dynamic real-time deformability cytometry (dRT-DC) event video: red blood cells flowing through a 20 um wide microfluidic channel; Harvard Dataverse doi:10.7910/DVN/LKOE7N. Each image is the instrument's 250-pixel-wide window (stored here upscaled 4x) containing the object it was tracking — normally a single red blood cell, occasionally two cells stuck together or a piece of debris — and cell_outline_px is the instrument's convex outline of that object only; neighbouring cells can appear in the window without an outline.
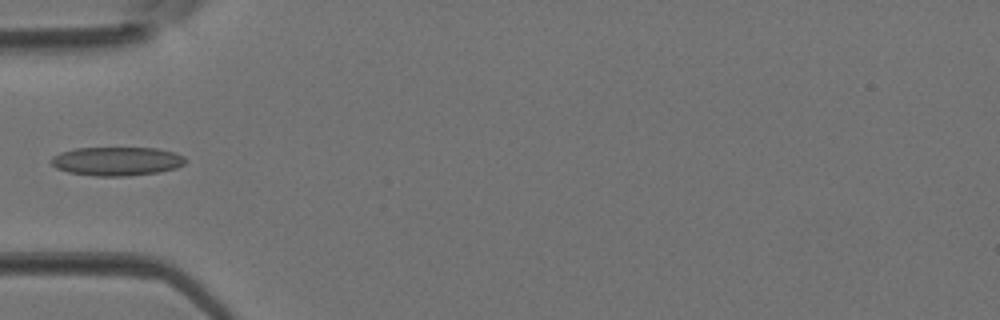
{"species": "Egyptian fruit bat (a non-hibernating species)", "species_latin": "Rousettus aegyptiacus", "temperature_condition": "room temperature", "stored_images_in_passage": 3, "camera_frame_rate_fps": 3000, "um_per_image_px": 0.085, "animal": {"sex": "female"}, "frame": {"image": 1, "passage_image": 3, "time_ms": 0.667, "image_size_px": [1000, 320], "cell_outline_px": [[188, 160], [184, 164], [176, 168], [160, 172], [128, 176], [96, 176], [68, 172], [56, 168], [52, 164], [52, 156], [60, 152], [76, 148], [156, 148], [176, 152], [184, 156]], "centroid_in_image_um": [9.97, 13.7], "position_along_channel_um": 75.0, "area_um2": 22.66}}